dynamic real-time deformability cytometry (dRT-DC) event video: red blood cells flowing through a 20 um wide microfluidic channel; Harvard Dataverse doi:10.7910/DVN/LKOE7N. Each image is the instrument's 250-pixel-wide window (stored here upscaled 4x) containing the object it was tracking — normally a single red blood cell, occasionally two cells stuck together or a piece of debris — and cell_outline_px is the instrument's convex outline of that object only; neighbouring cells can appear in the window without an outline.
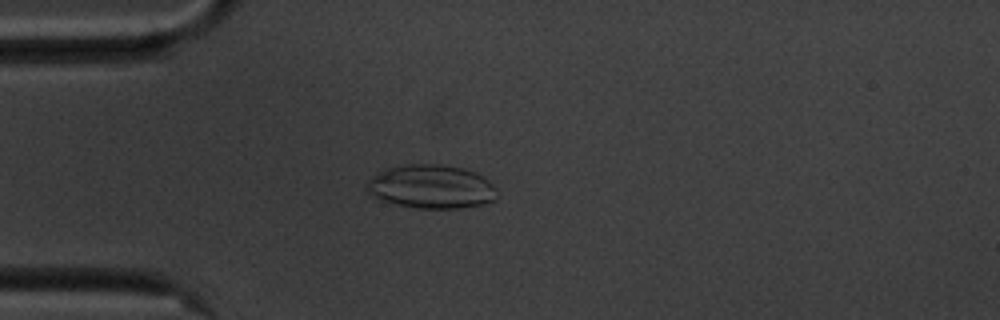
{"species": "common noctule bat (a hibernating species)", "species_latin": "Nyctalus noctula", "temperature_condition": "cold", "stored_images_in_passage": 56, "camera_frame_rate_fps": 3000, "um_per_image_px": 0.085, "animal": {"sex": "male", "body_mass_g": 20.1, "forearm_length_mm": 53.5}, "frame": {"image": 1, "passage_image": 15, "time_ms": 4.667, "image_size_px": [1000, 320], "cell_outline_px": [[496, 196], [492, 200], [484, 204], [460, 208], [420, 208], [396, 204], [384, 200], [368, 192], [364, 184], [372, 176], [384, 168], [412, 164], [440, 164], [464, 168], [488, 180], [496, 188]], "centroid_in_image_um": [36.64, 15.86], "position_along_channel_um": 48.4, "area_um2": 32.89}}
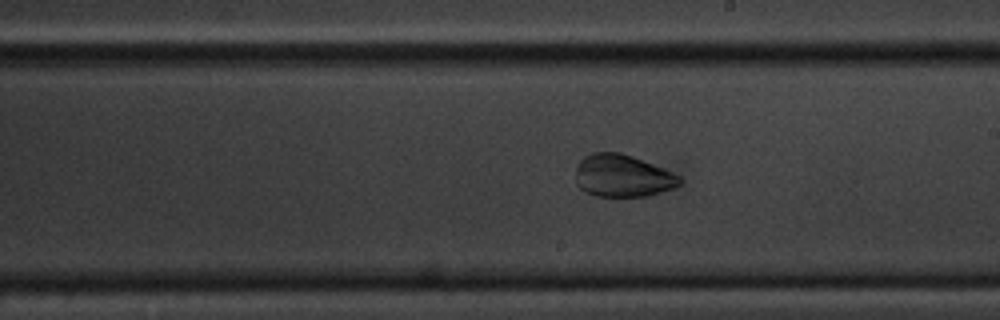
{"frame": {"image": 2, "passage_image": 32, "time_ms": 10.333, "image_size_px": [1000, 320], "cell_outline_px": [[684, 184], [648, 196], [596, 196], [584, 192], [576, 184], [576, 168], [580, 160], [584, 156], [592, 152], [620, 152], [632, 156], [664, 168], [680, 176], [684, 180]], "centroid_in_image_um": [52.93, 14.94], "position_along_channel_um": 236.1, "area_um2": 25.95}}
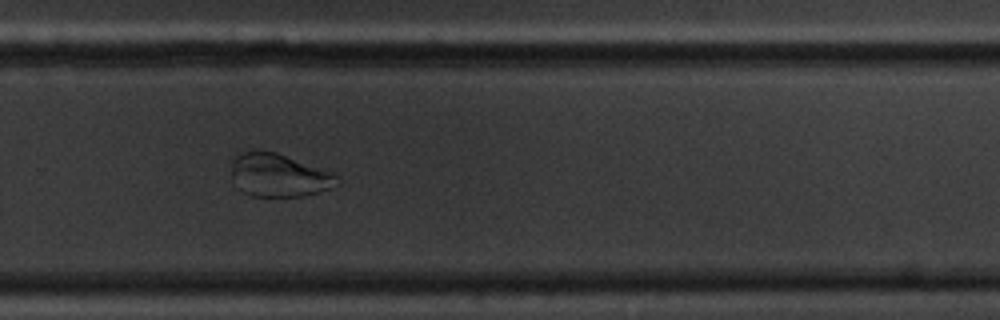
{"frame": {"image": 3, "passage_image": 38, "time_ms": 12.333, "image_size_px": [1000, 320], "cell_outline_px": [[340, 184], [332, 188], [304, 196], [248, 196], [240, 192], [236, 188], [232, 176], [232, 160], [236, 152], [240, 148], [276, 152], [332, 172], [336, 176]], "centroid_in_image_um": [23.62, 14.87], "position_along_channel_um": 306.2, "area_um2": 27.22}}